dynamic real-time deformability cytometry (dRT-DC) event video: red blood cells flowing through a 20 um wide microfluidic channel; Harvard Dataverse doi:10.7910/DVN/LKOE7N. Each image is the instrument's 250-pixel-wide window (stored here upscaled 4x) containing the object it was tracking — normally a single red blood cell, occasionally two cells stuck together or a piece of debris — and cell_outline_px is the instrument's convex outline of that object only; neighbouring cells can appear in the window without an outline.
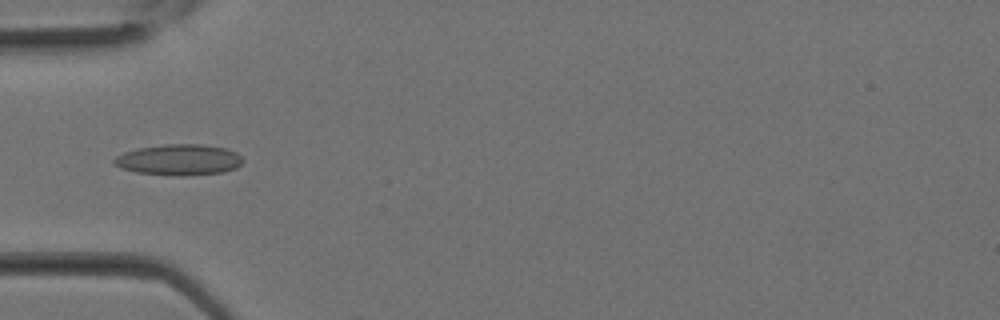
{"species": "Egyptian fruit bat (a non-hibernating species)", "species_latin": "Rousettus aegyptiacus", "temperature_condition": "room temperature", "stored_images_in_passage": 9, "camera_frame_rate_fps": 3000, "um_per_image_px": 0.085, "animal": {"sex": "female"}, "frame": {"image": 1, "passage_image": 8, "time_ms": 2.333, "image_size_px": [1000, 320], "cell_outline_px": [[244, 160], [236, 168], [224, 172], [184, 176], [172, 176], [136, 172], [120, 168], [112, 164], [112, 160], [116, 156], [124, 152], [136, 148], [164, 144], [204, 144], [228, 148], [236, 152]], "centroid_in_image_um": [15.2, 13.58], "position_along_channel_um": 69.8, "area_um2": 23.64}}